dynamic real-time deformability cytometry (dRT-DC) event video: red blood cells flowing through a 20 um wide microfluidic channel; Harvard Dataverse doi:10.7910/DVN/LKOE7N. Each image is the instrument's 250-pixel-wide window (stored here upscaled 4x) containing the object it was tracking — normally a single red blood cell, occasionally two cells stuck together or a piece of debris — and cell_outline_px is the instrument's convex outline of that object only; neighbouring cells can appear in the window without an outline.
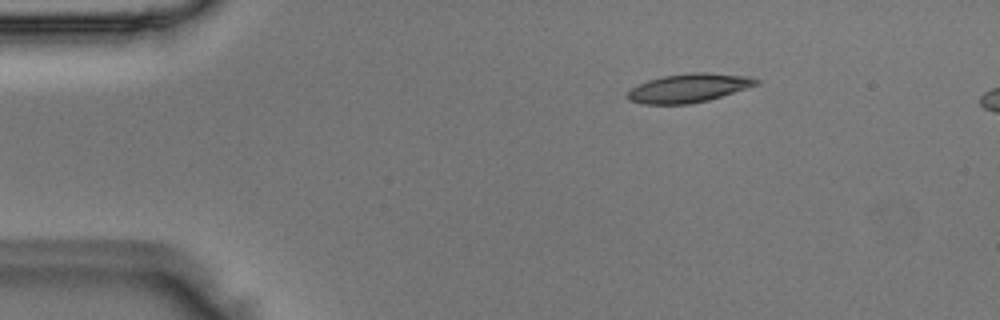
{"species": "Egyptian fruit bat (a non-hibernating species)", "species_latin": "Rousettus aegyptiacus", "temperature_condition": "room temperature", "stored_images_in_passage": 4, "camera_frame_rate_fps": 3000, "um_per_image_px": 0.085, "animal": {"sex": "male"}, "frame": {"image": 1, "passage_image": 1, "time_ms": 0.0, "image_size_px": [1000, 320], "cell_outline_px": [[760, 84], [748, 88], [708, 100], [688, 104], [644, 104], [628, 100], [624, 96], [632, 88], [648, 80], [664, 76], [692, 72], [708, 72], [752, 76], [760, 80]], "centroid_in_image_um": [58.58, 7.47], "position_along_channel_um": 26.4, "area_um2": 21.68}}
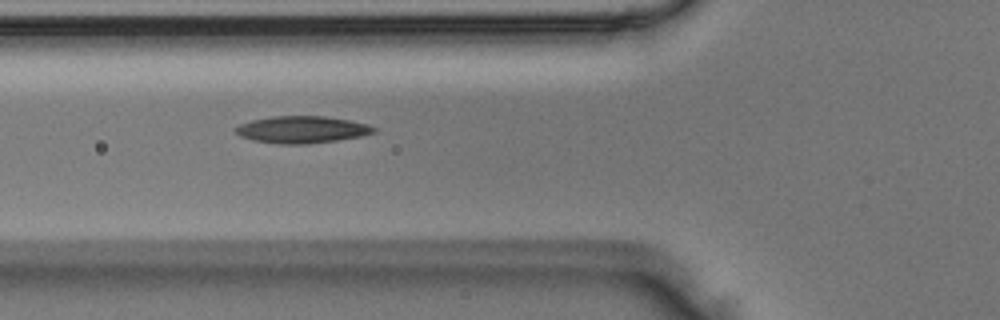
{"frame": {"image": 2, "passage_image": 4, "time_ms": 1.0, "image_size_px": [1000, 320], "cell_outline_px": [[376, 132], [360, 136], [336, 140], [308, 144], [280, 144], [252, 140], [240, 136], [232, 132], [232, 128], [240, 124], [252, 120], [272, 116], [324, 116], [348, 120], [368, 124], [376, 128]], "centroid_in_image_um": [25.61, 11.01], "position_along_channel_um": 100.2, "area_um2": 21.85}}